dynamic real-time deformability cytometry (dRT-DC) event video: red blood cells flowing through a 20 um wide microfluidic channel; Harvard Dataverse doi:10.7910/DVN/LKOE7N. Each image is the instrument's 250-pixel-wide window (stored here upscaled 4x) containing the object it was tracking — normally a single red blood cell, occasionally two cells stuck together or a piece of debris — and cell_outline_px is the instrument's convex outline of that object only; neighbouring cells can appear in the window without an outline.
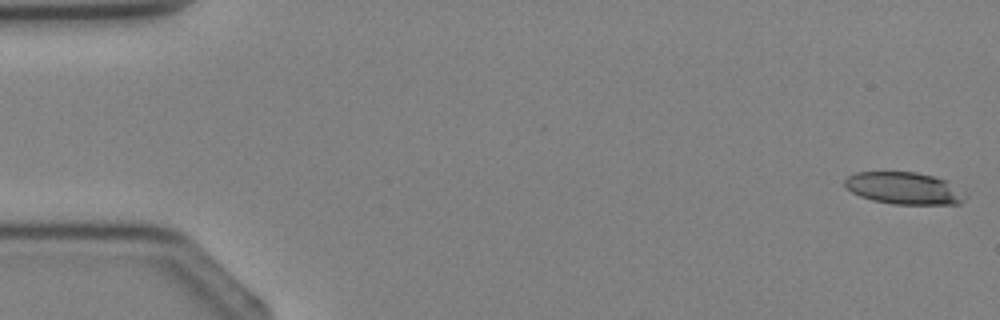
{"species": "Egyptian fruit bat (a non-hibernating species)", "species_latin": "Rousettus aegyptiacus", "temperature_condition": "cold", "stored_images_in_passage": 3, "camera_frame_rate_fps": 3000, "um_per_image_px": 0.085, "animal": {"sex": "female"}, "frame": {"image": 1, "passage_image": 1, "time_ms": 0.0, "image_size_px": [1000, 320], "cell_outline_px": [[968, 196], [960, 204], [892, 204], [872, 200], [860, 196], [852, 192], [844, 184], [844, 180], [848, 176], [856, 172], [916, 172], [948, 180], [964, 192]], "centroid_in_image_um": [76.88, 16.0], "position_along_channel_um": 8.1, "area_um2": 22.66}}
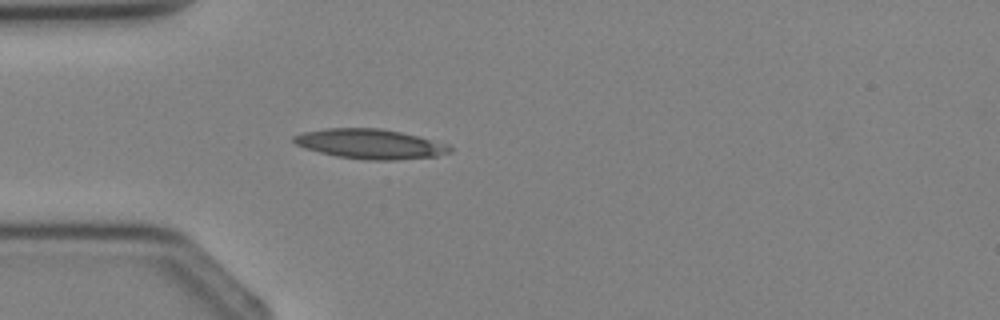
{"frame": {"image": 2, "passage_image": 3, "time_ms": 3.333, "image_size_px": [1000, 320], "cell_outline_px": [[452, 152], [436, 156], [396, 160], [368, 160], [336, 156], [304, 148], [296, 144], [292, 140], [292, 136], [304, 132], [328, 128], [380, 128], [400, 132], [448, 144], [452, 148]], "centroid_in_image_um": [31.46, 12.24], "position_along_channel_um": 53.5, "area_um2": 26.93}}